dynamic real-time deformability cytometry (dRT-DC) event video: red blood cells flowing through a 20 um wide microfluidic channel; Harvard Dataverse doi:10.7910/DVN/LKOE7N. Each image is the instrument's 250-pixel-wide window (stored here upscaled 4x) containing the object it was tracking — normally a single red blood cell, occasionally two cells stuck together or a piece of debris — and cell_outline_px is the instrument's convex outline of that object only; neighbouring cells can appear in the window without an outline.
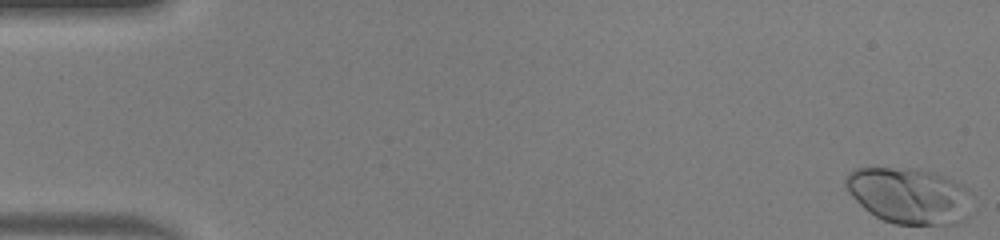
{"species": "human", "species_latin": "Homo sapiens", "temperature_condition": "warm", "stored_images_in_passage": 50, "camera_frame_rate_fps": 3000, "um_per_image_px": 0.085, "donor": {"sex": "male"}, "frame": {"image": 1, "passage_image": 1, "time_ms": 0.0, "image_size_px": [1000, 240], "cell_outline_px": [[972, 192], [968, 216], [964, 220], [956, 224], [896, 224], [884, 220], [868, 212], [848, 192], [844, 184], [844, 180], [848, 172], [856, 168], [920, 168], [932, 172], [952, 180], [960, 184]], "centroid_in_image_um": [77.28, 16.62], "position_along_channel_um": 7.7, "area_um2": 41.38}}
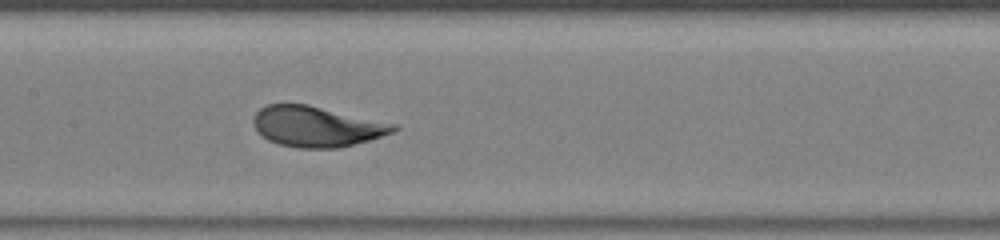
{"frame": {"image": 2, "passage_image": 25, "time_ms": 8.0, "image_size_px": [1000, 240], "cell_outline_px": [[400, 128], [392, 132], [368, 140], [336, 148], [296, 148], [280, 144], [268, 140], [256, 128], [252, 120], [256, 112], [260, 108], [268, 104], [308, 104], [396, 124]], "centroid_in_image_um": [26.9, 10.74], "position_along_channel_um": 180.5, "area_um2": 32.71}}
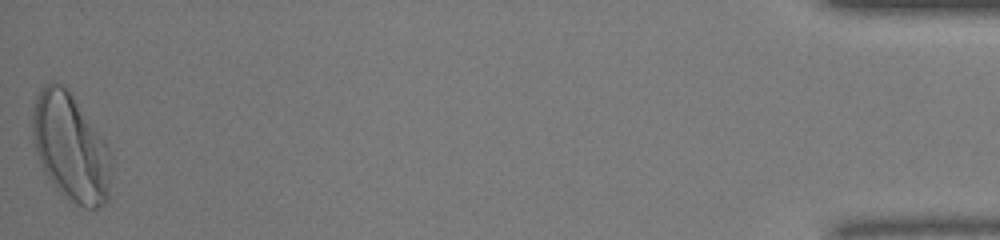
{"frame": {"image": 3, "passage_image": 50, "time_ms": 16.333, "image_size_px": [1000, 240], "cell_outline_px": [[108, 200], [104, 204], [96, 208], [84, 208], [76, 204], [60, 192], [56, 188], [44, 172], [32, 136], [32, 112], [36, 96], [40, 88], [48, 80], [56, 80], [64, 84], [68, 88], [104, 140], [108, 152]], "centroid_in_image_um": [5.94, 12.45], "position_along_channel_um": 429.3, "area_um2": 48.78}, "authors_computed_cell_mechanics": {"area_um2": 33.6685, "velocity_mm_per_s": 4.1317, "shape_relaxation_time_tau1_ms": 3.2736, "shape_relaxation_time_tau2_ms": null, "deformation_change_tau1": 0.1626, "deformation_change_tau2": null}}